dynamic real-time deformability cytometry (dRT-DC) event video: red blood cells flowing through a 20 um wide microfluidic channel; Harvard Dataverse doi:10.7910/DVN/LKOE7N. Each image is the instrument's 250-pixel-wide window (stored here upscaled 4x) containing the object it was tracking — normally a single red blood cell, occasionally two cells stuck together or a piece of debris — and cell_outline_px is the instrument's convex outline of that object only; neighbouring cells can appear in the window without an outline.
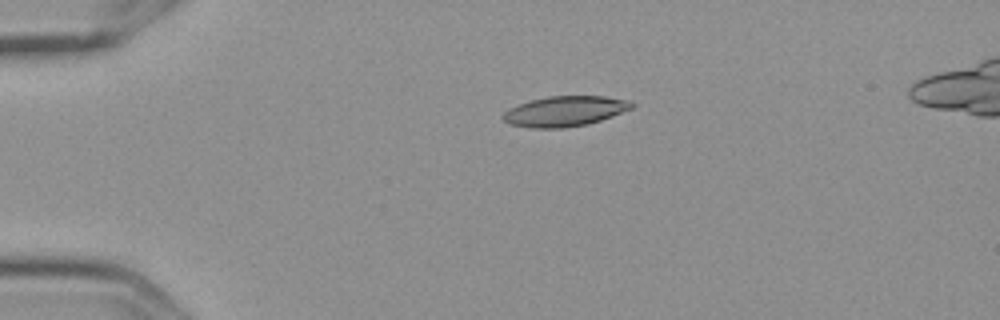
{"species": "Egyptian fruit bat (a non-hibernating species)", "species_latin": "Rousettus aegyptiacus", "temperature_condition": "cold", "stored_images_in_passage": 14, "camera_frame_rate_fps": 3000, "um_per_image_px": 0.085, "frame": {"image": 1, "passage_image": 2, "time_ms": 0.333, "image_size_px": [1000, 320], "cell_outline_px": [[636, 104], [632, 108], [612, 116], [588, 124], [564, 128], [532, 128], [508, 124], [500, 116], [508, 108], [532, 100], [548, 96], [604, 96], [628, 100]], "centroid_in_image_um": [47.99, 9.46], "position_along_channel_um": 37.0, "area_um2": 22.72}}
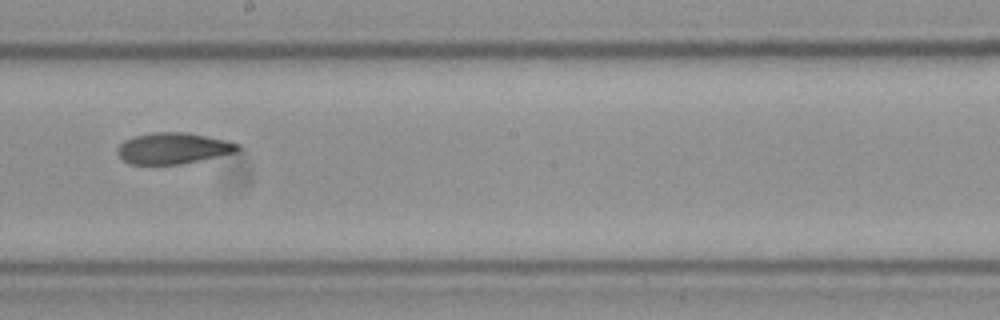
{"frame": {"image": 2, "passage_image": 7, "time_ms": 2.0, "image_size_px": [1000, 320], "cell_outline_px": [[240, 148], [236, 152], [180, 164], [128, 164], [120, 156], [120, 144], [124, 140], [136, 136], [152, 132], [188, 132], [228, 140], [240, 144]], "centroid_in_image_um": [14.77, 12.59], "position_along_channel_um": 233.4, "area_um2": 21.62}}
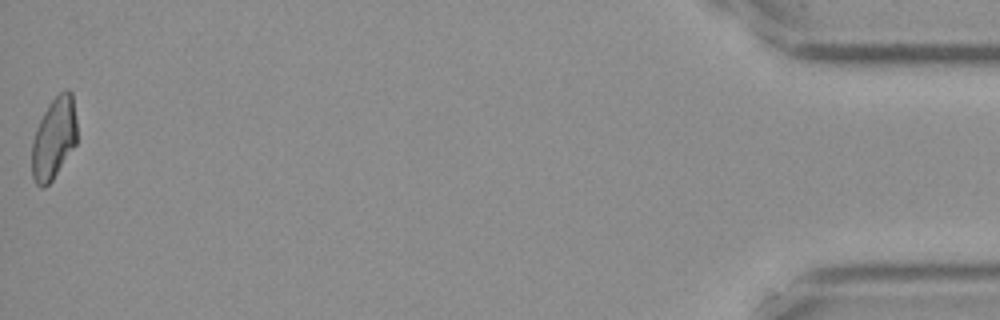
{"frame": {"image": 3, "passage_image": 13, "time_ms": 4.0, "image_size_px": [1000, 320], "cell_outline_px": [[76, 144], [52, 180], [44, 188], [40, 188], [36, 184], [32, 176], [32, 140], [36, 128], [48, 104], [64, 88], [68, 88], [72, 92], [76, 120]], "centroid_in_image_um": [4.57, 11.74], "position_along_channel_um": 430.6, "area_um2": 21.5}}